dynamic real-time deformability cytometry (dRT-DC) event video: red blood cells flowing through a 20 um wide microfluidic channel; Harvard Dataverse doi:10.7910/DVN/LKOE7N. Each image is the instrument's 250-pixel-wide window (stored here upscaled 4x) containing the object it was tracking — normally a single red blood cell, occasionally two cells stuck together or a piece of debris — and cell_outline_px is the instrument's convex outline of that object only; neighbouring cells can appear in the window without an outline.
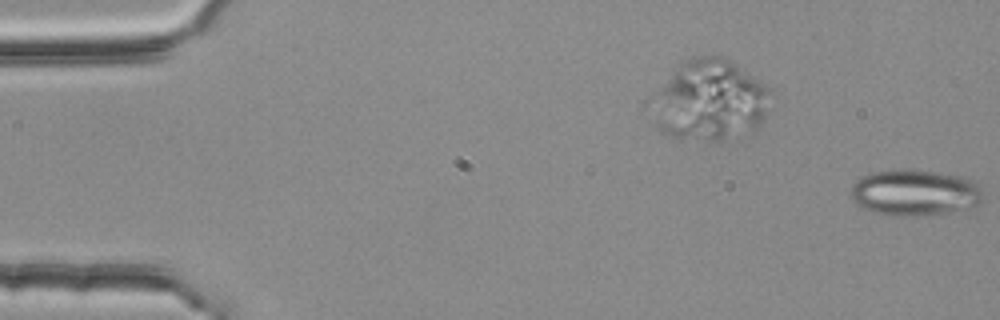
{"species": "common noctule bat (a hibernating species)", "species_latin": "Nyctalus noctula", "temperature_condition": "room temperature", "stored_images_in_passage": 9, "camera_frame_rate_fps": 3000, "um_per_image_px": 0.085, "animal": {"sex": "female", "body_mass_g": 25.1}, "frame": {"image": 1, "passage_image": 9, "time_ms": 2.667, "image_size_px": [1000, 320], "cell_outline_px": [[984, 200], [980, 204], [948, 212], [916, 216], [904, 216], [876, 212], [864, 208], [856, 204], [852, 200], [852, 184], [856, 180], [872, 172], [932, 172], [964, 176], [972, 180], [980, 188], [984, 196]], "centroid_in_image_um": [77.8, 16.4], "position_along_channel_um": 7.2, "area_um2": 34.51}}